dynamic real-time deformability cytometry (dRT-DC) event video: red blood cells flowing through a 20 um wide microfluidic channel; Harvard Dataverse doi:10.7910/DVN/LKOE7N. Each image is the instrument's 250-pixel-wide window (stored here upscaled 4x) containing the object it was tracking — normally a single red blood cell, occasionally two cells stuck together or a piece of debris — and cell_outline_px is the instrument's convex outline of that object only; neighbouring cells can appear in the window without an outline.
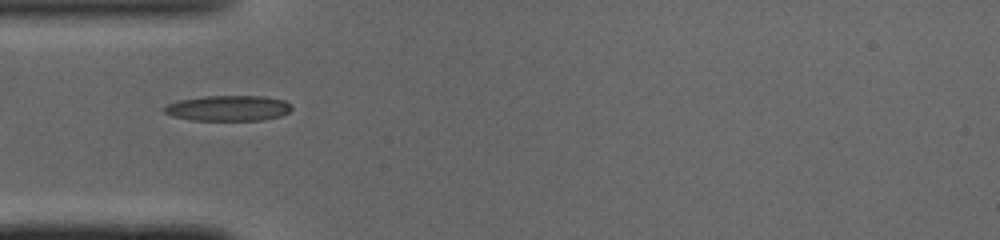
{"species": "common noctule bat (a hibernating species)", "species_latin": "Nyctalus noctula", "temperature_condition": "cold", "stored_images_in_passage": 35, "camera_frame_rate_fps": 3000, "um_per_image_px": 0.085, "animal": {"sex": "male", "body_mass_g": 19.0, "forearm_length_mm": 50.8}, "frame": {"image": 1, "passage_image": 1, "time_ms": 0.0, "image_size_px": [1000, 240], "cell_outline_px": [[292, 108], [288, 112], [280, 116], [264, 120], [192, 120], [172, 116], [164, 112], [164, 108], [168, 104], [176, 100], [204, 96], [264, 96], [284, 100], [292, 104]], "centroid_in_image_um": [19.41, 9.19], "position_along_channel_um": 65.6, "area_um2": 19.02}}
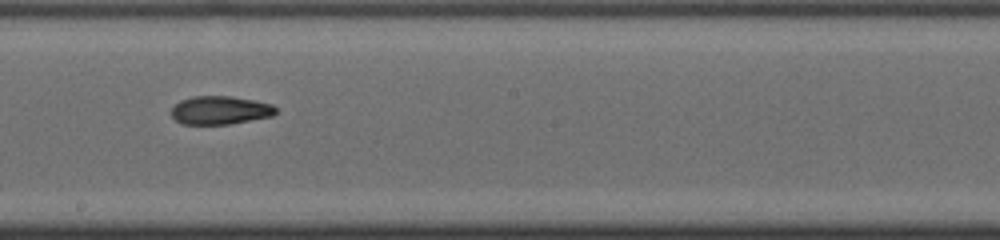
{"frame": {"image": 2, "passage_image": 13, "time_ms": 4.0, "image_size_px": [1000, 240], "cell_outline_px": [[276, 112], [272, 116], [228, 124], [184, 124], [176, 120], [172, 116], [172, 108], [180, 100], [192, 96], [232, 96], [272, 104], [276, 108]], "centroid_in_image_um": [18.7, 9.36], "position_along_channel_um": 229.5, "area_um2": 17.11}}
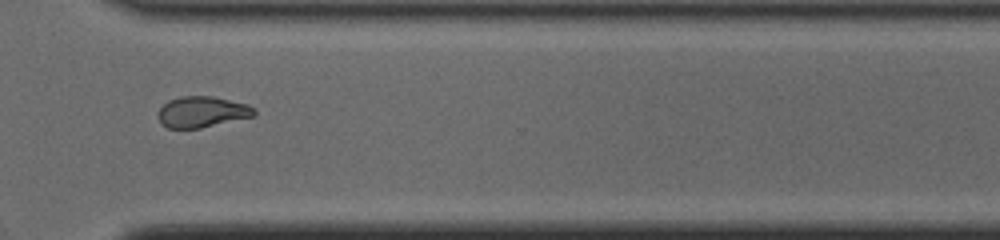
{"frame": {"image": 3, "passage_image": 22, "time_ms": 7.0, "image_size_px": [1000, 240], "cell_outline_px": [[256, 116], [200, 128], [168, 128], [160, 124], [156, 116], [156, 112], [168, 100], [180, 96], [212, 96], [248, 104], [256, 108]], "centroid_in_image_um": [17.16, 9.51], "position_along_channel_um": 353.4, "area_um2": 17.69}, "authors_computed_cell_mechanics": {"area_um2": 18.2648, "velocity_mm_per_s": 4.1151, "shape_relaxation_time_tau1_ms": null, "shape_relaxation_time_tau2_ms": 3.7951, "deformation_change_tau1": null, "deformation_change_tau2": 0.1165}}